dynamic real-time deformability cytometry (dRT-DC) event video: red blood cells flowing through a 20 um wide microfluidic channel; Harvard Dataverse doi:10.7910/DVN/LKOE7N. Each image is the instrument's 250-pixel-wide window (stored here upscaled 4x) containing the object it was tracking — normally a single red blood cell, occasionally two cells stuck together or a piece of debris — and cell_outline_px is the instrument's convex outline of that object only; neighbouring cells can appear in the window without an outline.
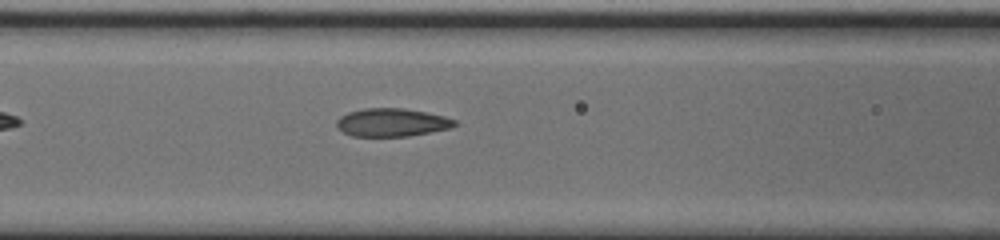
{"species": "common noctule bat (a hibernating species)", "species_latin": "Nyctalus noctula", "temperature_condition": "cold", "stored_images_in_passage": 17, "camera_frame_rate_fps": 3000, "um_per_image_px": 0.085, "animal": {"sex": "male", "body_mass_g": 20.0, "forearm_length_mm": 53.3}, "frame": {"image": 1, "passage_image": 6, "time_ms": 1.667, "image_size_px": [1000, 240], "cell_outline_px": [[460, 124], [452, 128], [408, 136], [352, 136], [336, 128], [336, 120], [340, 116], [348, 112], [364, 108], [404, 108], [444, 116], [456, 120]], "centroid_in_image_um": [33.31, 10.41], "position_along_channel_um": 133.3, "area_um2": 19.48}}
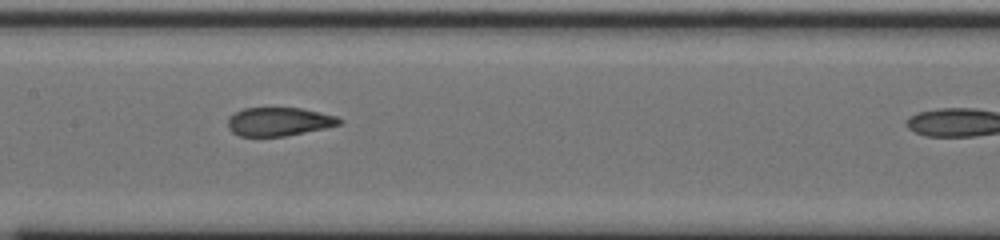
{"frame": {"image": 2, "passage_image": 10, "time_ms": 3.0, "image_size_px": [1000, 240], "cell_outline_px": [[344, 120], [340, 124], [324, 128], [284, 136], [240, 136], [232, 132], [228, 128], [228, 116], [244, 108], [300, 108], [320, 112], [336, 116]], "centroid_in_image_um": [23.69, 10.33], "position_along_channel_um": 183.7, "area_um2": 18.44}}